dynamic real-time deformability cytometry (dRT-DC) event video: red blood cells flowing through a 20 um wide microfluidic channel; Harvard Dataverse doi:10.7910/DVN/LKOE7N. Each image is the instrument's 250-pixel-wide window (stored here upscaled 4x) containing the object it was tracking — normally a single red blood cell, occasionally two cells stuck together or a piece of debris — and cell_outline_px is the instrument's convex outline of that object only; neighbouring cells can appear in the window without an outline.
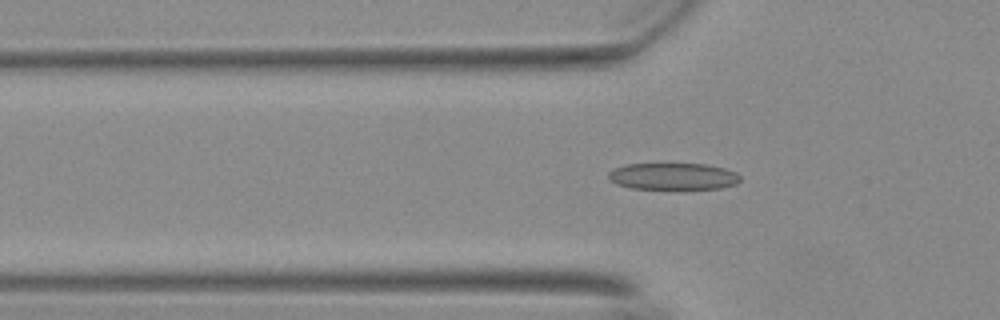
{"species": "Egyptian fruit bat (a non-hibernating species)", "species_latin": "Rousettus aegyptiacus", "temperature_condition": "warm", "stored_images_in_passage": 49, "camera_frame_rate_fps": 3000, "um_per_image_px": 0.085, "animal": {"sex": "female"}, "frame": {"image": 1, "passage_image": 19, "time_ms": 6.0, "image_size_px": [1000, 320], "cell_outline_px": [[740, 180], [736, 184], [720, 188], [632, 188], [616, 184], [608, 176], [608, 172], [616, 168], [628, 164], [704, 164], [724, 168], [736, 172], [740, 176]], "centroid_in_image_um": [57.24, 14.98], "position_along_channel_um": 68.6, "area_um2": 20.17}}
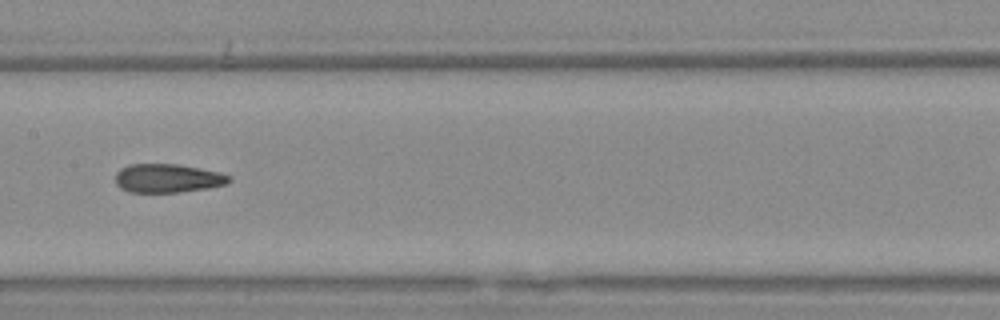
{"frame": {"image": 2, "passage_image": 29, "time_ms": 9.333, "image_size_px": [1000, 320], "cell_outline_px": [[232, 180], [228, 184], [208, 188], [180, 192], [128, 192], [120, 188], [116, 184], [116, 172], [120, 168], [132, 164], [176, 164], [220, 172], [228, 176]], "centroid_in_image_um": [14.24, 15.16], "position_along_channel_um": 193.2, "area_um2": 19.02}}
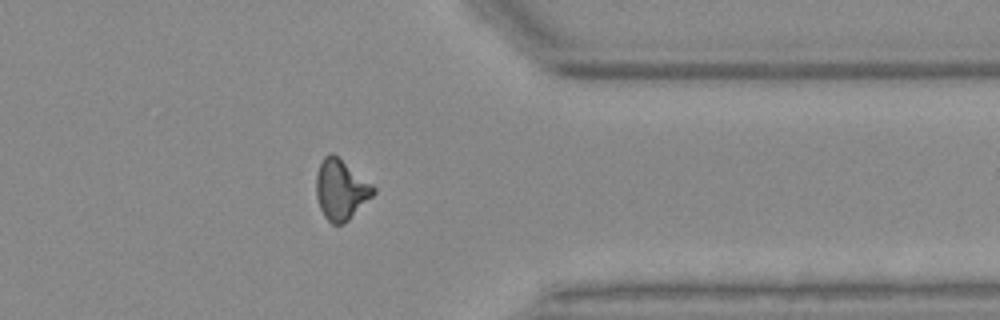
{"frame": {"image": 3, "passage_image": 45, "time_ms": 14.667, "image_size_px": [1000, 320], "cell_outline_px": [[376, 192], [344, 224], [332, 224], [324, 216], [320, 208], [316, 196], [316, 176], [320, 164], [324, 156], [328, 152], [332, 152], [372, 184], [376, 188]], "centroid_in_image_um": [28.96, 16.11], "position_along_channel_um": 382.4, "area_um2": 19.88}, "authors_computed_cell_mechanics": {"area_um2": 19.8254, "velocity_mm_per_s": 3.7317, "shape_relaxation_time_tau1_ms": null, "shape_relaxation_time_tau2_ms": 1.4481, "deformation_change_tau1": null, "deformation_change_tau2": 0.0861}}